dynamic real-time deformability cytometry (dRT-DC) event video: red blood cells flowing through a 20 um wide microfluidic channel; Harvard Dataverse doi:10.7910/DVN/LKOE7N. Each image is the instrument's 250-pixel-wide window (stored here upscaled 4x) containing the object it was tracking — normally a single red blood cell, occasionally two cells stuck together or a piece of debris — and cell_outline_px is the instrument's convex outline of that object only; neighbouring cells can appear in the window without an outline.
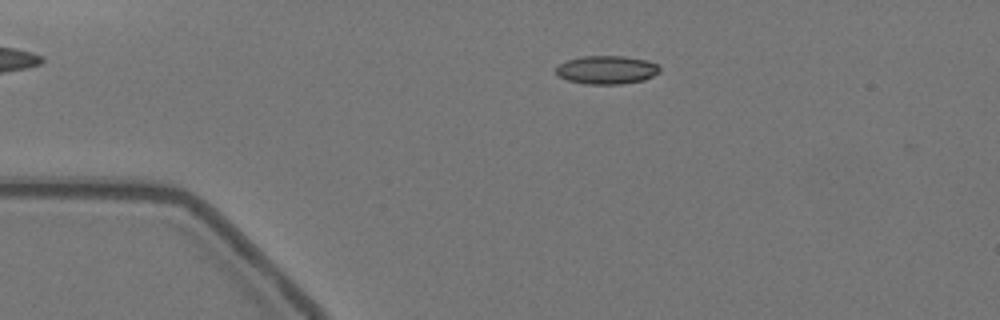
{"species": "Egyptian fruit bat (a non-hibernating species)", "species_latin": "Rousettus aegyptiacus", "temperature_condition": "warm", "stored_images_in_passage": 49, "camera_frame_rate_fps": 3000, "um_per_image_px": 0.085, "animal": {"sex": "female"}, "frame": {"image": 1, "passage_image": 3, "time_ms": 0.667, "image_size_px": [1000, 320], "cell_outline_px": [[660, 72], [644, 80], [620, 84], [584, 84], [568, 80], [560, 76], [556, 72], [556, 68], [560, 64], [568, 60], [580, 56], [624, 56], [648, 60], [656, 64], [660, 68]], "centroid_in_image_um": [51.59, 5.93], "position_along_channel_um": 33.4, "area_um2": 17.11}}
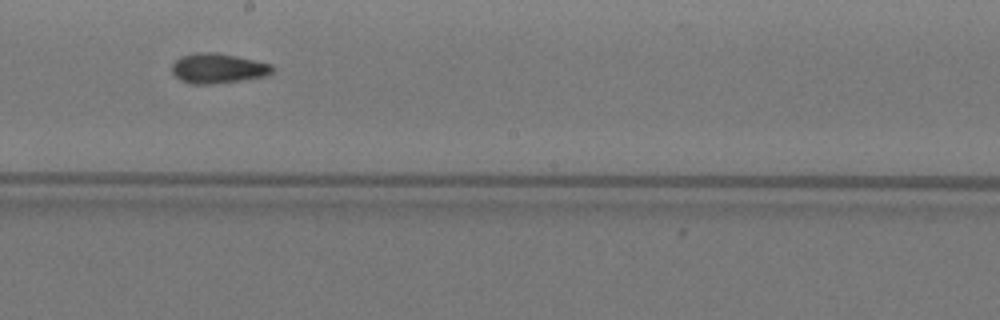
{"frame": {"image": 2, "passage_image": 23, "time_ms": 7.333, "image_size_px": [1000, 320], "cell_outline_px": [[272, 72], [268, 76], [244, 80], [216, 84], [192, 84], [180, 80], [172, 72], [172, 64], [180, 56], [196, 52], [216, 52], [236, 56], [272, 64]], "centroid_in_image_um": [18.52, 5.81], "position_along_channel_um": 229.7, "area_um2": 17.69}}
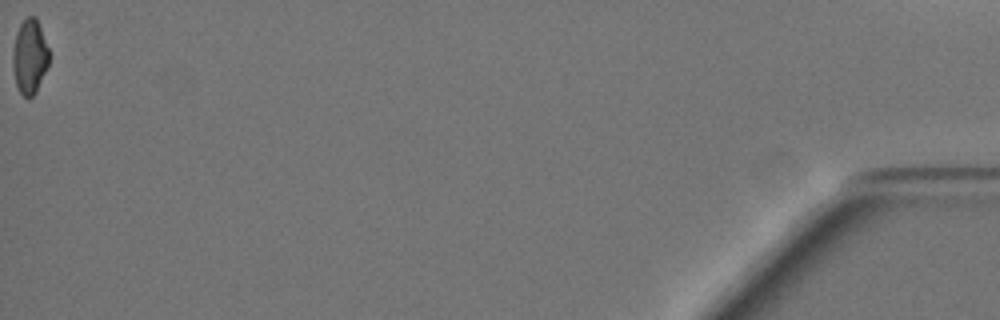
{"frame": {"image": 3, "passage_image": 49, "time_ms": 16.0, "image_size_px": [1000, 320], "cell_outline_px": [[48, 68], [36, 92], [32, 96], [24, 96], [20, 92], [16, 84], [12, 68], [12, 48], [16, 32], [20, 24], [28, 16], [36, 16], [48, 48]], "centroid_in_image_um": [2.5, 4.8], "position_along_channel_um": 432.7, "area_um2": 15.84}, "authors_computed_cell_mechanics": {"area_um2": 16.9354, "velocity_mm_per_s": 3.536, "shape_relaxation_time_tau1_ms": 10.4481, "shape_relaxation_time_tau2_ms": 2.9884, "deformation_change_tau1": 0.2077, "deformation_change_tau2": 0.0858}}